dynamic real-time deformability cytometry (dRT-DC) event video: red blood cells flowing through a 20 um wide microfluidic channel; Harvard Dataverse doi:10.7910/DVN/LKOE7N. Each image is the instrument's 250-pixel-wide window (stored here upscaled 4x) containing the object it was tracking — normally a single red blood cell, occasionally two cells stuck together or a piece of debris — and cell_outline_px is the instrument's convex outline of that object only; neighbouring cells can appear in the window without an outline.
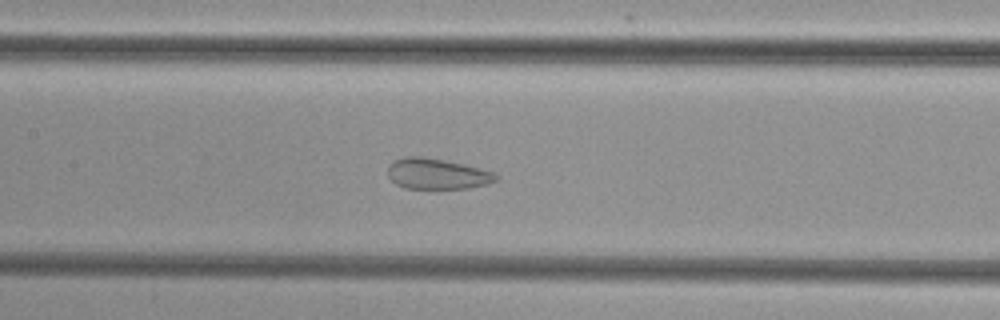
{"species": "common noctule bat (a hibernating species)", "species_latin": "Nyctalus noctula", "temperature_condition": "cold", "stored_images_in_passage": 49, "camera_frame_rate_fps": 3000, "um_per_image_px": 0.085, "animal": {"sex": "female", "body_mass_g": 29.2, "forearm_length_mm": 56.3}, "frame": {"image": 1, "passage_image": 24, "time_ms": 7.667, "image_size_px": [1000, 320], "cell_outline_px": [[500, 176], [496, 180], [488, 184], [468, 188], [404, 188], [396, 184], [388, 176], [388, 164], [404, 156], [424, 156], [464, 164], [492, 172]], "centroid_in_image_um": [37.13, 14.77], "position_along_channel_um": 170.3, "area_um2": 19.31}}
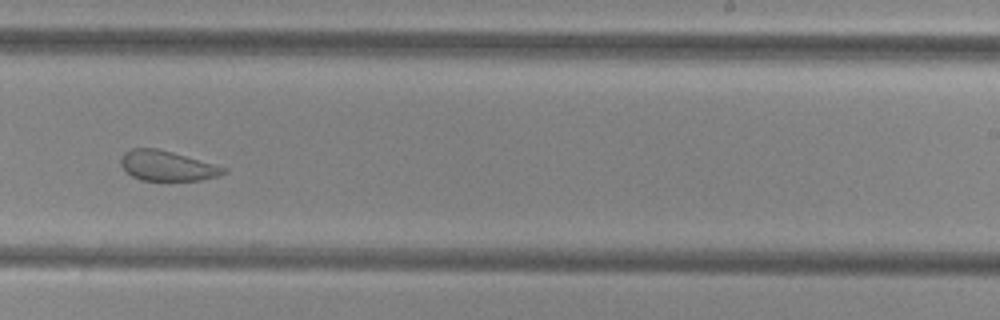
{"frame": {"image": 2, "passage_image": 32, "time_ms": 10.333, "image_size_px": [1000, 320], "cell_outline_px": [[228, 172], [216, 176], [200, 180], [140, 180], [132, 176], [120, 164], [120, 160], [124, 152], [132, 148], [156, 148], [172, 152], [228, 168]], "centroid_in_image_um": [14.2, 14.09], "position_along_channel_um": 274.8, "area_um2": 17.8}}
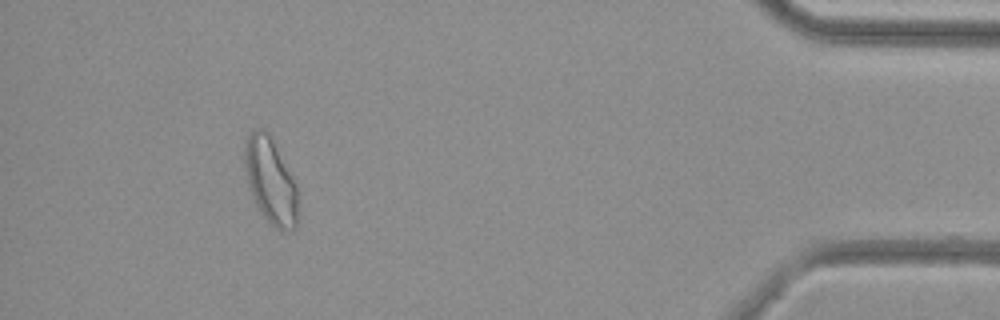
{"frame": {"image": 3, "passage_image": 47, "time_ms": 15.333, "image_size_px": [1000, 320], "cell_outline_px": [[296, 228], [292, 232], [276, 228], [264, 216], [256, 204], [252, 196], [248, 184], [244, 168], [244, 144], [252, 128], [264, 128], [272, 140], [296, 180]], "centroid_in_image_um": [22.98, 15.33], "position_along_channel_um": 412.2, "area_um2": 26.53}}